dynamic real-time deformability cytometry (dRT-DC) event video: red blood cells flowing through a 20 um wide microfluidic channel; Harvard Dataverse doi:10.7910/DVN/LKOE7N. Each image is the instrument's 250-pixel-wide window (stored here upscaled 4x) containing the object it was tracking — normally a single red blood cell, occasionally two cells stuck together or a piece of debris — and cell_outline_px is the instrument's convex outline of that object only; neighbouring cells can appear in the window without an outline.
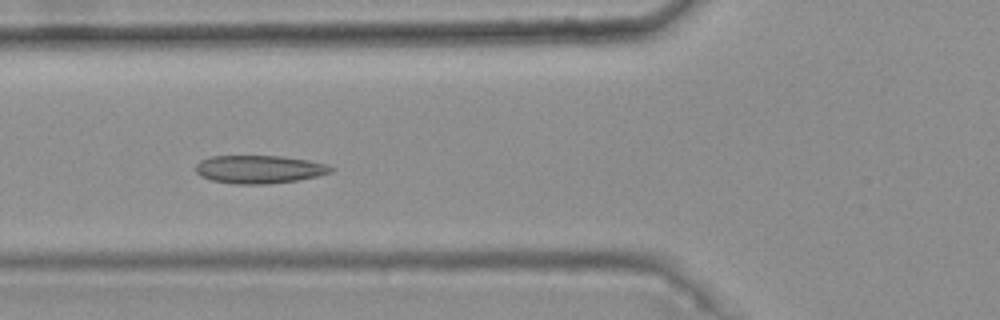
{"species": "common noctule bat (a hibernating species)", "species_latin": "Nyctalus noctula", "temperature_condition": "warm", "stored_images_in_passage": 46, "camera_frame_rate_fps": 3000, "um_per_image_px": 0.085, "animal": {"sex": "female", "body_mass_g": 25.1}, "frame": {"image": 1, "passage_image": 20, "time_ms": 6.333, "image_size_px": [1000, 320], "cell_outline_px": [[336, 168], [332, 172], [316, 176], [296, 180], [268, 184], [236, 184], [212, 180], [200, 176], [196, 172], [196, 164], [200, 160], [212, 156], [280, 156], [308, 160], [324, 164]], "centroid_in_image_um": [22.02, 14.39], "position_along_channel_um": 103.8, "area_um2": 22.02}}
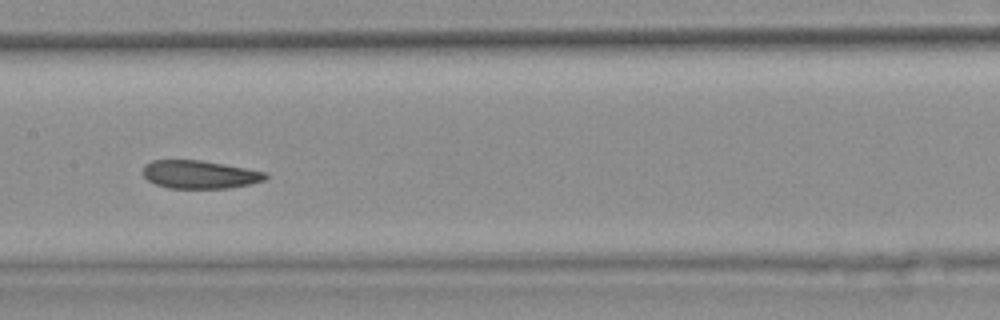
{"frame": {"image": 2, "passage_image": 27, "time_ms": 8.667, "image_size_px": [1000, 320], "cell_outline_px": [[268, 176], [264, 180], [248, 184], [228, 188], [168, 188], [156, 184], [148, 180], [144, 176], [144, 164], [152, 160], [200, 160], [268, 172]], "centroid_in_image_um": [16.97, 14.83], "position_along_channel_um": 190.4, "area_um2": 19.94}, "authors_computed_cell_mechanics": {"area_um2": 21.5594, "velocity_mm_per_s": 3.7139, "shape_relaxation_time_tau1_ms": null, "shape_relaxation_time_tau2_ms": 2.6969, "deformation_change_tau1": null, "deformation_change_tau2": 0.072}}